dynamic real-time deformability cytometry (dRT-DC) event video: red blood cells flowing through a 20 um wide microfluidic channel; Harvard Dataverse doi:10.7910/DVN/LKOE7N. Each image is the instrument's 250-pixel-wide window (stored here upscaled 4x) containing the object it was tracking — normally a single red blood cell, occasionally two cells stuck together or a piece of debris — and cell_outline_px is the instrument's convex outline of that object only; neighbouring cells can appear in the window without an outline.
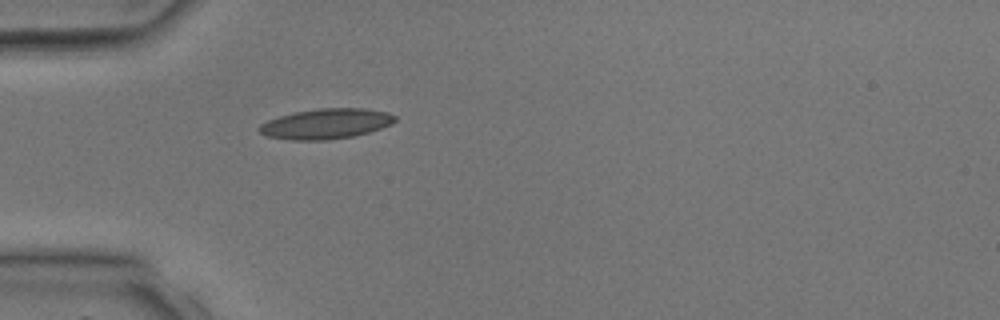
{"species": "common noctule bat (a hibernating species)", "species_latin": "Nyctalus noctula", "temperature_condition": "room temperature", "stored_images_in_passage": 1, "camera_frame_rate_fps": 3000, "um_per_image_px": 0.085, "animal": {"sex": "male", "body_mass_g": 17.9, "forearm_length_mm": 54.2}, "frame": {"image": 1, "passage_image": 1, "time_ms": 0.0, "image_size_px": [1000, 320], "cell_outline_px": [[396, 120], [392, 124], [368, 132], [352, 136], [328, 140], [292, 140], [268, 136], [260, 132], [256, 128], [260, 124], [268, 120], [280, 116], [296, 112], [320, 108], [364, 108], [388, 112], [396, 116]], "centroid_in_image_um": [27.72, 10.52], "position_along_channel_um": 57.3, "area_um2": 23.81}}